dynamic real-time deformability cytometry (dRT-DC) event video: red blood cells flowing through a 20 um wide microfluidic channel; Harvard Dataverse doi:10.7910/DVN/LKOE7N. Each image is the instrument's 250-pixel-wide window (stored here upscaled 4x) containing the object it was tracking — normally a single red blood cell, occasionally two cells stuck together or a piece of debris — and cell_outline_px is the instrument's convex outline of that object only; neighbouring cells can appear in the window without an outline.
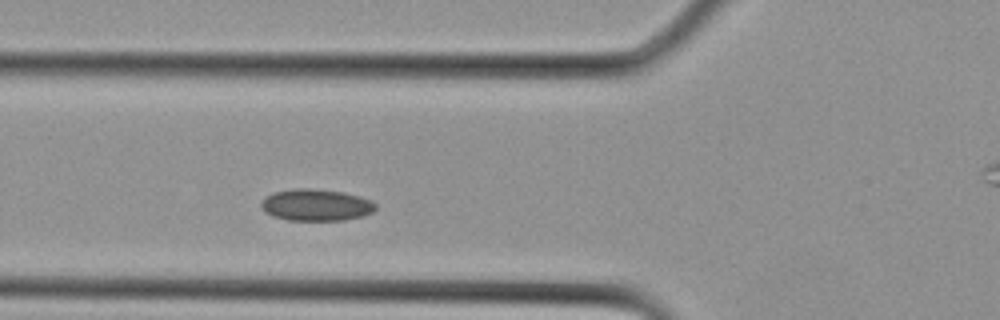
{"species": "Egyptian fruit bat (a non-hibernating species)", "species_latin": "Rousettus aegyptiacus", "temperature_condition": "cold", "stored_images_in_passage": 6, "camera_frame_rate_fps": 3000, "um_per_image_px": 0.085, "animal": {"sex": "female"}, "frame": {"image": 1, "passage_image": 6, "time_ms": 1.667, "image_size_px": [1000, 320], "cell_outline_px": [[376, 208], [372, 212], [364, 216], [344, 220], [288, 220], [272, 216], [260, 204], [272, 192], [292, 188], [308, 188], [340, 192], [360, 196], [372, 200], [376, 204]], "centroid_in_image_um": [26.91, 17.42], "position_along_channel_um": 98.9, "area_um2": 21.04}}